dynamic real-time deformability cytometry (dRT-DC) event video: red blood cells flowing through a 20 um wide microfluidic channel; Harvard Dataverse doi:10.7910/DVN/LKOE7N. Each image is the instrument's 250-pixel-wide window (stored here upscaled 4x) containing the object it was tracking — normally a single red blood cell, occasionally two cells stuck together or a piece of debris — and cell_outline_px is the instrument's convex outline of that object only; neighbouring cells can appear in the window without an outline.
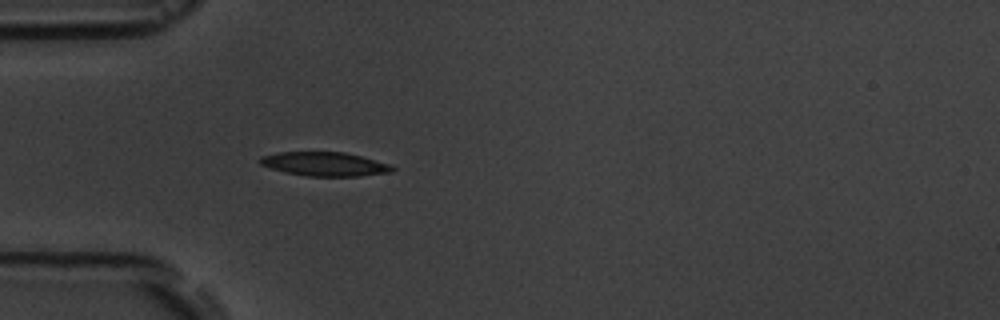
{"species": "common noctule bat (a hibernating species)", "species_latin": "Nyctalus noctula", "temperature_condition": "room temperature", "stored_images_in_passage": 5, "camera_frame_rate_fps": 3000, "um_per_image_px": 0.085, "animal": {"sex": "male", "body_mass_g": 19.5, "forearm_length_mm": 54.6}, "frame": {"image": 1, "passage_image": 5, "time_ms": 5.333, "image_size_px": [1000, 320], "cell_outline_px": [[396, 168], [392, 172], [360, 176], [308, 176], [284, 172], [260, 164], [256, 160], [260, 156], [280, 152], [344, 152], [392, 164]], "centroid_in_image_um": [27.6, 13.94], "position_along_channel_um": 57.4, "area_um2": 18.55}}